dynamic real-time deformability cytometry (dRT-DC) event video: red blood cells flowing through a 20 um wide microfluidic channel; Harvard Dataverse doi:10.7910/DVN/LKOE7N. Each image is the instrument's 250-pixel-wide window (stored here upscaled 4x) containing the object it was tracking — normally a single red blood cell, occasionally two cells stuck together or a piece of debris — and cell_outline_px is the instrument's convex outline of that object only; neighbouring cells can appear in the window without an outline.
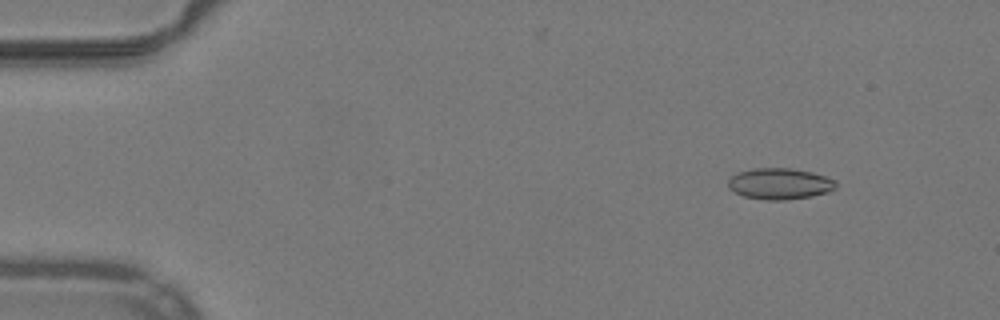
{"species": "common noctule bat (a hibernating species)", "species_latin": "Nyctalus noctula", "temperature_condition": "warm", "stored_images_in_passage": 49, "camera_frame_rate_fps": 3000, "um_per_image_px": 0.085, "animal": {"sex": "male", "body_mass_g": 19.2, "forearm_length_mm": 51.8}, "frame": {"image": 1, "passage_image": 6, "time_ms": 1.667, "image_size_px": [1000, 320], "cell_outline_px": [[836, 188], [828, 192], [812, 196], [784, 200], [764, 200], [744, 196], [728, 188], [728, 180], [732, 176], [740, 172], [756, 168], [792, 168], [812, 172], [836, 180]], "centroid_in_image_um": [66.3, 15.62], "position_along_channel_um": 18.7, "area_um2": 19.54}}
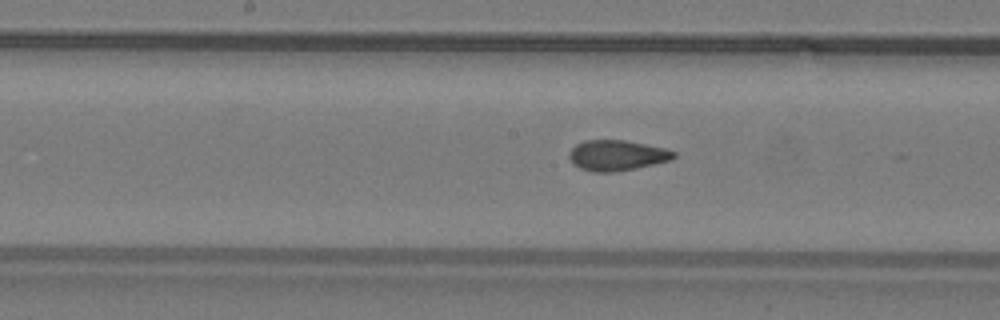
{"frame": {"image": 2, "passage_image": 27, "time_ms": 8.667, "image_size_px": [1000, 320], "cell_outline_px": [[676, 156], [672, 160], [636, 168], [612, 172], [592, 172], [580, 168], [572, 164], [568, 156], [568, 152], [576, 144], [584, 140], [624, 140], [664, 148], [676, 152]], "centroid_in_image_um": [52.41, 13.21], "position_along_channel_um": 195.8, "area_um2": 18.67}}
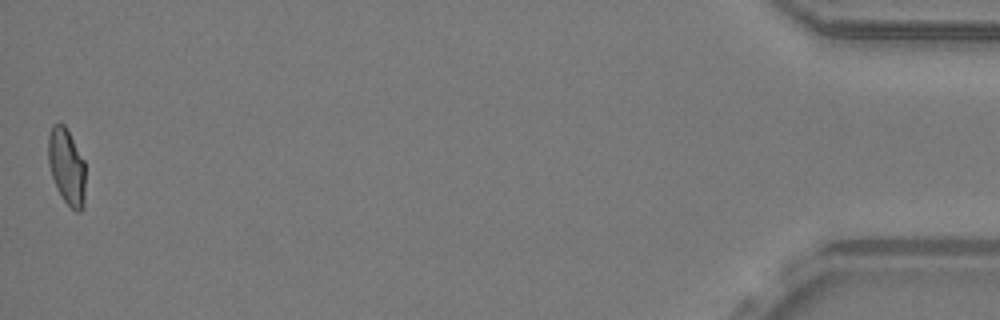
{"frame": {"image": 3, "passage_image": 49, "time_ms": 16.0, "image_size_px": [1000, 320], "cell_outline_px": [[84, 204], [80, 212], [76, 212], [64, 200], [56, 188], [48, 164], [48, 136], [52, 124], [60, 120], [68, 128], [84, 160]], "centroid_in_image_um": [5.65, 14.08], "position_along_channel_um": 429.6, "area_um2": 16.76}, "authors_computed_cell_mechanics": {"area_um2": 18.7272, "velocity_mm_per_s": 3.991, "shape_relaxation_time_tau1_ms": null, "shape_relaxation_time_tau2_ms": 1.616, "deformation_change_tau1": null, "deformation_change_tau2": 0.0772}}